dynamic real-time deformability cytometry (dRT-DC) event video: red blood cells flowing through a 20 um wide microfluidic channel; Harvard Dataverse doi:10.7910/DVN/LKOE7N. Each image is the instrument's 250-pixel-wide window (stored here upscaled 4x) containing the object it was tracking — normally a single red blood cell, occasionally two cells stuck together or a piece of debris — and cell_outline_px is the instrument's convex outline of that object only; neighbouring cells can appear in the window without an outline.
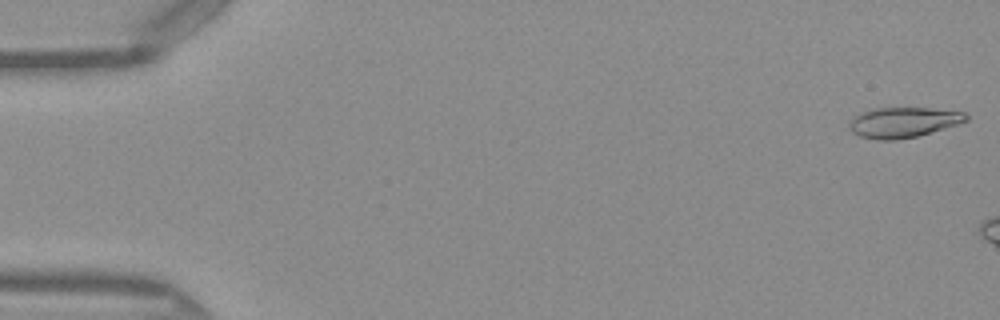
{"species": "Egyptian fruit bat (a non-hibernating species)", "species_latin": "Rousettus aegyptiacus", "temperature_condition": "warm", "stored_images_in_passage": 6, "camera_frame_rate_fps": 3000, "um_per_image_px": 0.085, "frame": {"image": 1, "passage_image": 1, "time_ms": 0.0, "image_size_px": [1000, 320], "cell_outline_px": [[968, 120], [956, 124], [916, 136], [896, 140], [880, 140], [860, 136], [852, 132], [848, 128], [848, 124], [856, 116], [864, 112], [880, 108], [928, 108], [964, 112], [968, 116]], "centroid_in_image_um": [76.76, 10.4], "position_along_channel_um": 8.2, "area_um2": 20.11}}